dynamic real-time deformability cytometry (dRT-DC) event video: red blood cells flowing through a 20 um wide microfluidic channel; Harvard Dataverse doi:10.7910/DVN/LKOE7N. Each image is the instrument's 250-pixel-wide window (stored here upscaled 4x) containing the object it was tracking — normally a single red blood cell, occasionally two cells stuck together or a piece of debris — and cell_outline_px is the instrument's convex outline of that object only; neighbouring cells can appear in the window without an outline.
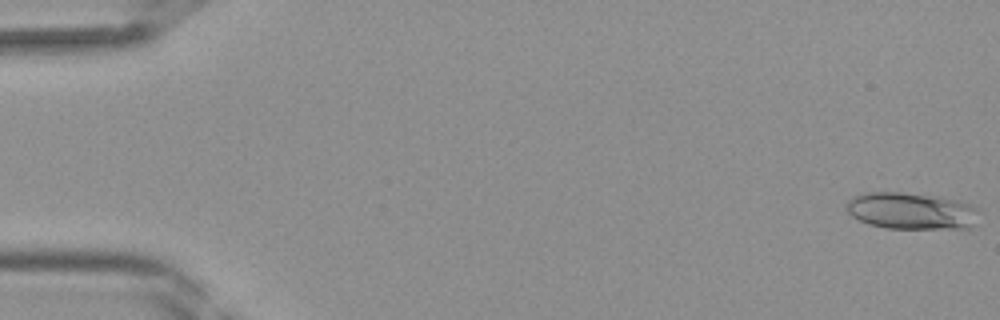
{"species": "Egyptian fruit bat (a non-hibernating species)", "species_latin": "Rousettus aegyptiacus", "temperature_condition": "room temperature", "stored_images_in_passage": 9, "camera_frame_rate_fps": 3000, "um_per_image_px": 0.085, "frame": {"image": 1, "passage_image": 1, "time_ms": 0.0, "image_size_px": [1000, 320], "cell_outline_px": [[976, 208], [968, 228], [888, 228], [868, 224], [852, 216], [848, 212], [844, 204], [852, 196], [864, 192], [880, 188], [940, 196], [956, 200], [968, 204]], "centroid_in_image_um": [77.27, 17.85], "position_along_channel_um": 7.7, "area_um2": 28.78}}